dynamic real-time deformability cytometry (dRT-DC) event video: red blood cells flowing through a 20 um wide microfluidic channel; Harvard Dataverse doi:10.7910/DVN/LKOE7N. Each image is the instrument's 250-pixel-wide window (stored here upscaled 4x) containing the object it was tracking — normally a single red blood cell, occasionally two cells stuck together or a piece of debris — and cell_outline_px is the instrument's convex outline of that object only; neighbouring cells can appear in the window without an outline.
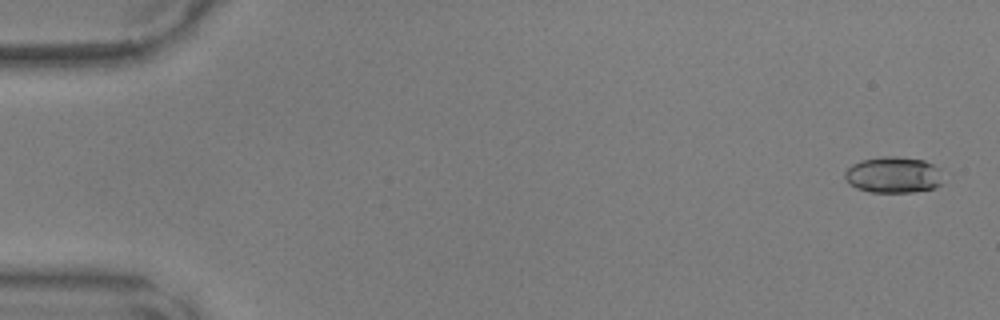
{"species": "common noctule bat (a hibernating species)", "species_latin": "Nyctalus noctula", "temperature_condition": "warm", "stored_images_in_passage": 35, "camera_frame_rate_fps": 3000, "um_per_image_px": 0.085, "animal": {"sex": "male", "body_mass_g": 17.9, "forearm_length_mm": 54.2}, "frame": {"image": 1, "passage_image": 2, "time_ms": 0.333, "image_size_px": [1000, 320], "cell_outline_px": [[944, 184], [936, 188], [912, 192], [872, 192], [856, 188], [844, 176], [844, 172], [852, 164], [860, 160], [884, 156], [896, 156], [924, 160], [940, 168]], "centroid_in_image_um": [75.99, 14.86], "position_along_channel_um": 9.0, "area_um2": 20.92}}
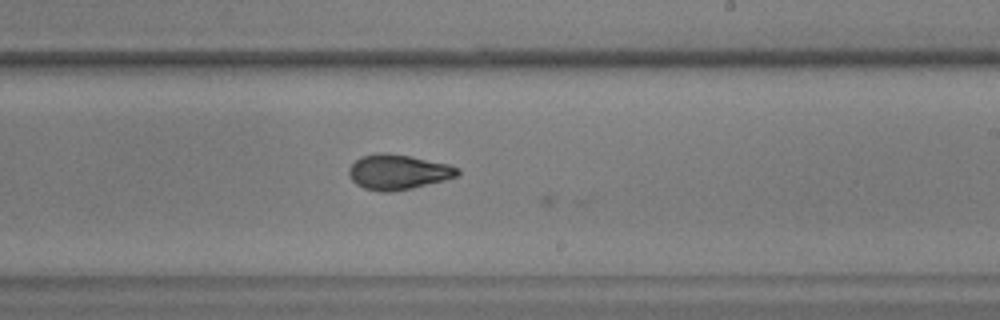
{"frame": {"image": 2, "passage_image": 30, "time_ms": 9.667, "image_size_px": [1000, 320], "cell_outline_px": [[460, 172], [456, 176], [444, 180], [412, 188], [392, 192], [380, 192], [364, 188], [356, 184], [348, 176], [348, 168], [360, 156], [380, 152], [384, 152], [408, 156], [448, 164], [460, 168]], "centroid_in_image_um": [33.8, 14.62], "position_along_channel_um": 255.2, "area_um2": 22.2}}